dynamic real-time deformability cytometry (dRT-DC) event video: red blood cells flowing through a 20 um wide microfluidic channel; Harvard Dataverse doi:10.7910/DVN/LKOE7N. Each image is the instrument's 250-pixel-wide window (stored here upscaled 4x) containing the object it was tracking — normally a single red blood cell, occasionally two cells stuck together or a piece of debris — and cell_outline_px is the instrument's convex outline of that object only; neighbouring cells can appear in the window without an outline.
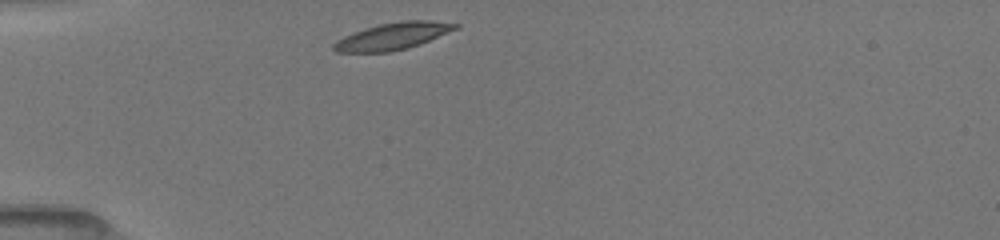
{"species": "common noctule bat (a hibernating species)", "species_latin": "Nyctalus noctula", "temperature_condition": "room temperature", "stored_images_in_passage": 11, "camera_frame_rate_fps": 3000, "um_per_image_px": 0.085, "animal": {"sex": "female", "body_mass_g": 19.5, "forearm_length_mm": 54.1}, "frame": {"image": 1, "passage_image": 1, "time_ms": 0.0, "image_size_px": [1000, 240], "cell_outline_px": [[460, 28], [420, 44], [408, 48], [388, 52], [336, 52], [332, 48], [332, 44], [336, 40], [344, 36], [364, 28], [380, 24], [404, 20], [432, 20], [460, 24]], "centroid_in_image_um": [33.41, 3.07], "position_along_channel_um": 51.6, "area_um2": 19.25}}
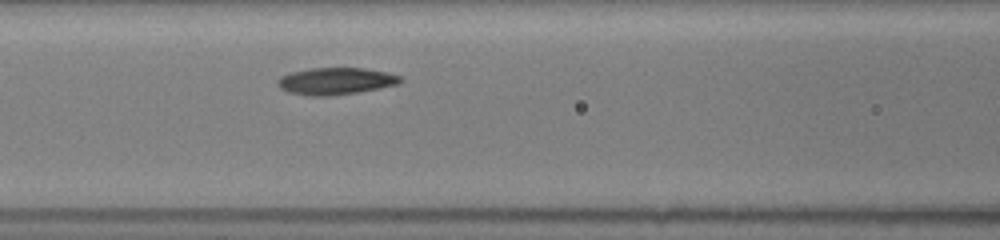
{"frame": {"image": 2, "passage_image": 8, "time_ms": 2.667, "image_size_px": [1000, 240], "cell_outline_px": [[404, 80], [400, 84], [380, 88], [332, 96], [308, 96], [288, 92], [280, 88], [276, 84], [276, 80], [280, 76], [292, 72], [312, 68], [364, 68], [388, 72], [400, 76]], "centroid_in_image_um": [28.54, 6.9], "position_along_channel_um": 138.1, "area_um2": 19.48}}
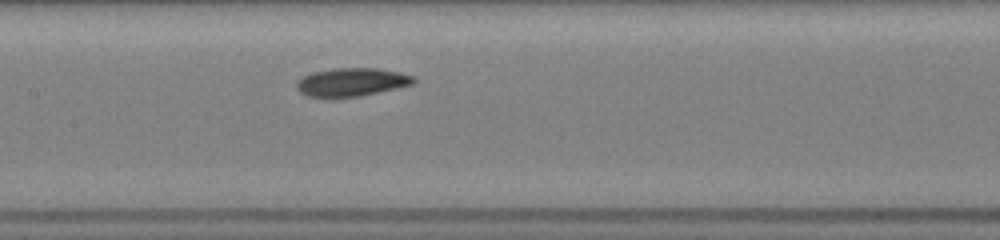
{"frame": {"image": 3, "passage_image": 11, "time_ms": 3.667, "image_size_px": [1000, 240], "cell_outline_px": [[416, 80], [412, 84], [396, 88], [360, 96], [308, 96], [300, 92], [296, 88], [296, 80], [312, 72], [332, 68], [376, 68], [400, 72], [412, 76]], "centroid_in_image_um": [29.87, 6.96], "position_along_channel_um": 177.5, "area_um2": 19.02}}